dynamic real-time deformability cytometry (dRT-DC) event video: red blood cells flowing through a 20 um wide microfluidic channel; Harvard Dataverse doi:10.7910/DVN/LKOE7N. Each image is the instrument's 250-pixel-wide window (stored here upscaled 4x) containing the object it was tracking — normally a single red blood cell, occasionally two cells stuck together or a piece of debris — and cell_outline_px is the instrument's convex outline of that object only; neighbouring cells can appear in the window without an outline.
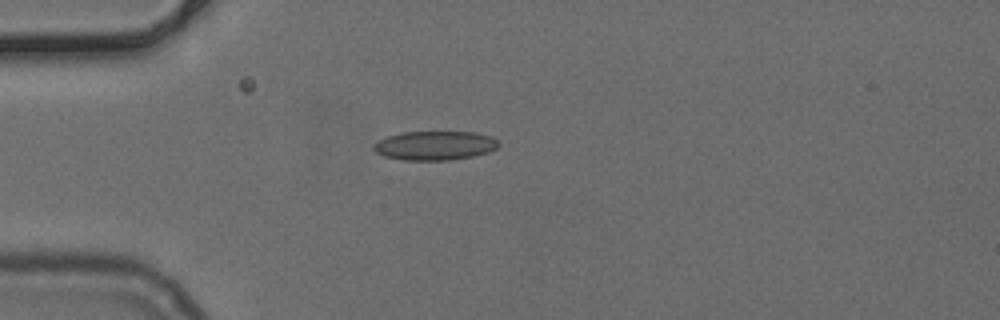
{"species": "common noctule bat (a hibernating species)", "species_latin": "Nyctalus noctula", "temperature_condition": "cold", "stored_images_in_passage": 35, "camera_frame_rate_fps": 3000, "um_per_image_px": 0.085, "animal": {"sex": "female", "body_mass_g": 24.6, "forearm_length_mm": 56.2}, "frame": {"image": 1, "passage_image": 1, "time_ms": 0.0, "image_size_px": [1000, 320], "cell_outline_px": [[500, 144], [496, 148], [488, 152], [472, 156], [448, 160], [400, 160], [384, 156], [376, 152], [372, 148], [372, 144], [388, 136], [404, 132], [476, 132], [492, 136]], "centroid_in_image_um": [36.95, 12.37], "position_along_channel_um": 48.0, "area_um2": 21.15}}
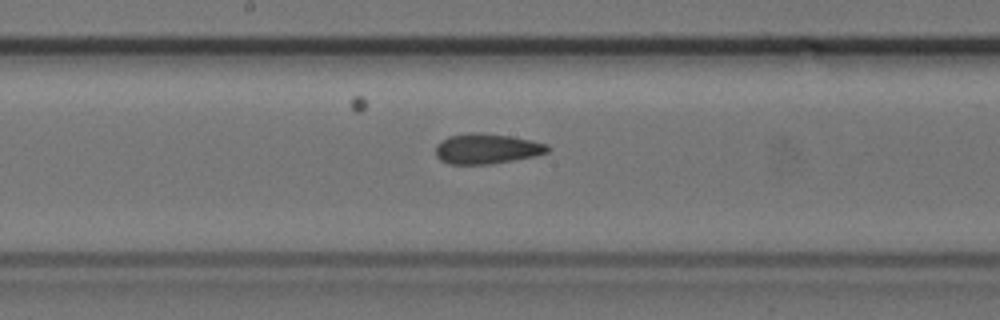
{"frame": {"image": 2, "passage_image": 14, "time_ms": 4.333, "image_size_px": [1000, 320], "cell_outline_px": [[552, 148], [548, 152], [536, 156], [492, 164], [448, 164], [440, 160], [436, 156], [436, 144], [440, 140], [448, 136], [472, 132], [480, 132], [512, 136], [532, 140], [548, 144]], "centroid_in_image_um": [41.39, 12.63], "position_along_channel_um": 206.8, "area_um2": 20.11}}
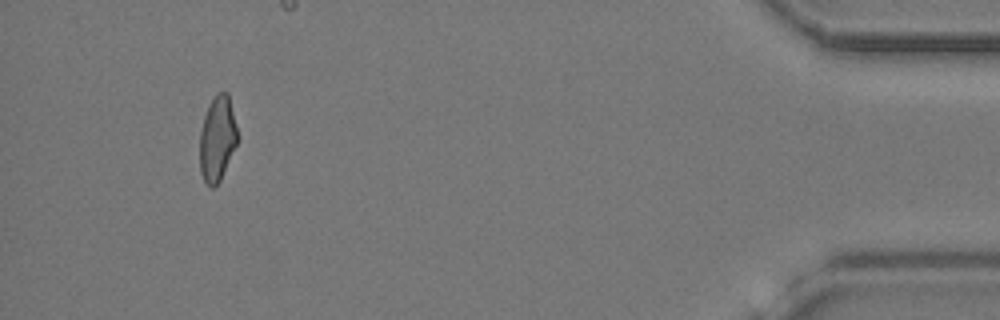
{"frame": {"image": 3, "passage_image": 35, "time_ms": 11.333, "image_size_px": [1000, 320], "cell_outline_px": [[236, 144], [220, 180], [212, 188], [204, 180], [200, 172], [200, 132], [204, 116], [208, 104], [220, 92], [228, 92], [236, 128]], "centroid_in_image_um": [18.44, 11.78], "position_along_channel_um": 416.8, "area_um2": 18.15}}